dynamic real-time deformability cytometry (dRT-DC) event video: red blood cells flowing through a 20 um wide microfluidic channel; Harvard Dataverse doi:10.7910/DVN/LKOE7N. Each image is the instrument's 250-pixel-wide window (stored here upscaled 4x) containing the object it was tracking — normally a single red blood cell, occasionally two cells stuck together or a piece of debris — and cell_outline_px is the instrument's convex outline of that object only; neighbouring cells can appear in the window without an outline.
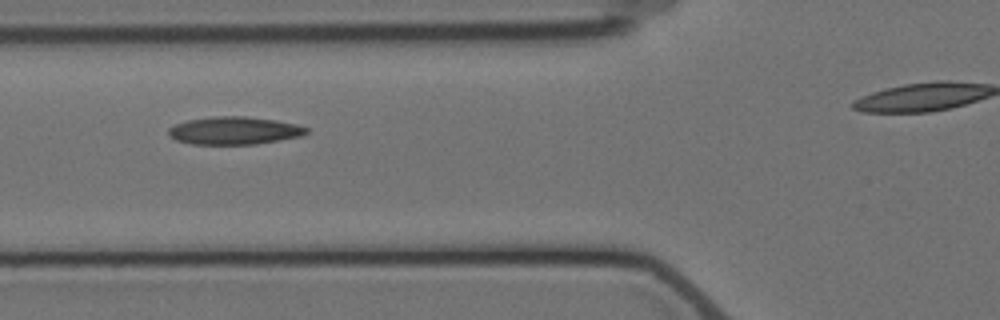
{"species": "Egyptian fruit bat (a non-hibernating species)", "species_latin": "Rousettus aegyptiacus", "temperature_condition": "cold", "stored_images_in_passage": 9, "camera_frame_rate_fps": 3000, "um_per_image_px": 0.085, "animal": {"sex": "female"}, "frame": {"image": 1, "passage_image": 3, "time_ms": 2.333, "image_size_px": [1000, 320], "cell_outline_px": [[308, 132], [300, 136], [256, 144], [192, 144], [176, 140], [168, 132], [168, 128], [176, 124], [188, 120], [212, 116], [244, 116], [276, 120], [296, 124], [308, 128]], "centroid_in_image_um": [19.91, 11.09], "position_along_channel_um": 105.9, "area_um2": 22.14}}
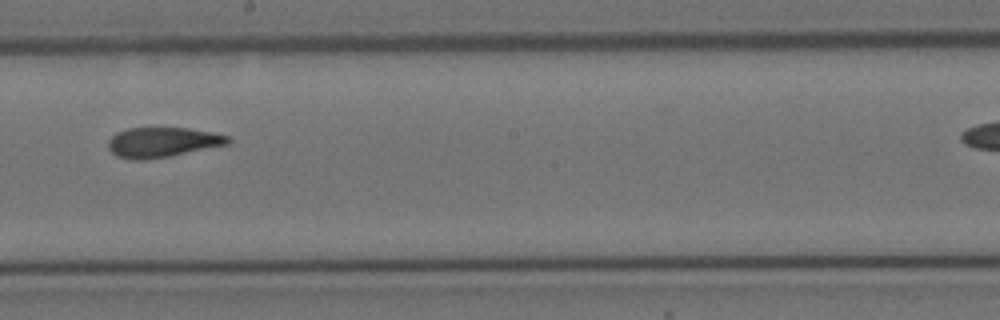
{"frame": {"image": 2, "passage_image": 6, "time_ms": 6.0, "image_size_px": [1000, 320], "cell_outline_px": [[232, 140], [228, 144], [172, 156], [144, 160], [132, 160], [116, 156], [108, 148], [108, 140], [116, 132], [128, 128], [188, 128], [212, 132], [228, 136]], "centroid_in_image_um": [13.79, 12.1], "position_along_channel_um": 234.4, "area_um2": 21.04}}
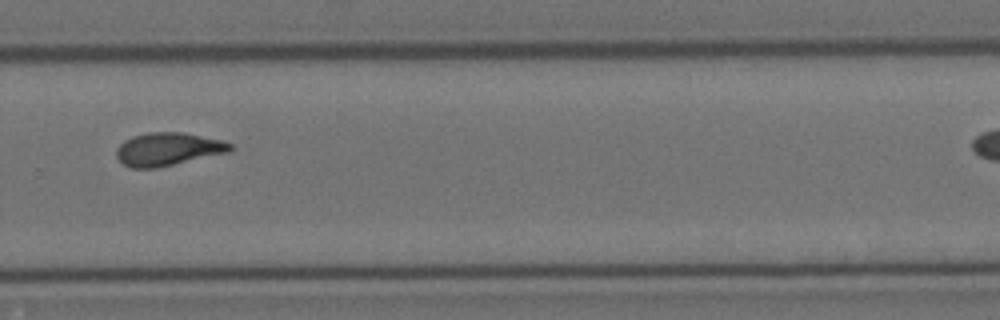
{"frame": {"image": 3, "passage_image": 8, "time_ms": 8.333, "image_size_px": [1000, 320], "cell_outline_px": [[232, 148], [228, 152], [156, 168], [132, 168], [124, 164], [116, 156], [116, 148], [124, 140], [132, 136], [148, 132], [184, 132], [220, 140], [232, 144]], "centroid_in_image_um": [14.24, 12.67], "position_along_channel_um": 315.6, "area_um2": 21.73}}